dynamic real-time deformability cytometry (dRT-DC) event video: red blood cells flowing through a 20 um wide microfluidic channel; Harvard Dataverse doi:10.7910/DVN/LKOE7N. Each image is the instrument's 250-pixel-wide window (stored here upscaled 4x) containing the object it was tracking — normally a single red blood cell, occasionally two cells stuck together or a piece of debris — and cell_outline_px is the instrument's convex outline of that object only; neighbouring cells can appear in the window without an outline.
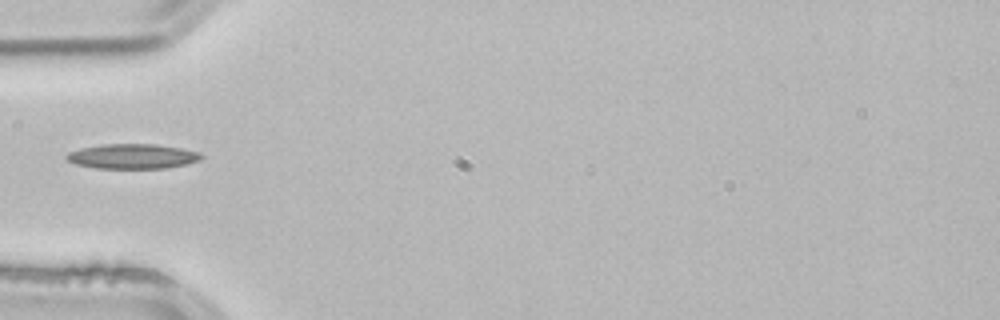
{"species": "common noctule bat (a hibernating species)", "species_latin": "Nyctalus noctula", "temperature_condition": "room temperature", "stored_images_in_passage": 1, "camera_frame_rate_fps": 3000, "um_per_image_px": 0.085, "animal": {"sex": "male", "body_mass_g": 21.5, "forearm_length_mm": 52.0}, "frame": {"image": 1, "passage_image": 1, "time_ms": 0.0, "image_size_px": [1000, 320], "cell_outline_px": [[204, 156], [200, 160], [188, 164], [168, 168], [96, 168], [76, 164], [68, 160], [64, 156], [68, 152], [80, 148], [104, 144], [156, 144], [180, 148], [200, 152]], "centroid_in_image_um": [11.29, 13.29], "position_along_channel_um": 73.7, "area_um2": 19.59}}